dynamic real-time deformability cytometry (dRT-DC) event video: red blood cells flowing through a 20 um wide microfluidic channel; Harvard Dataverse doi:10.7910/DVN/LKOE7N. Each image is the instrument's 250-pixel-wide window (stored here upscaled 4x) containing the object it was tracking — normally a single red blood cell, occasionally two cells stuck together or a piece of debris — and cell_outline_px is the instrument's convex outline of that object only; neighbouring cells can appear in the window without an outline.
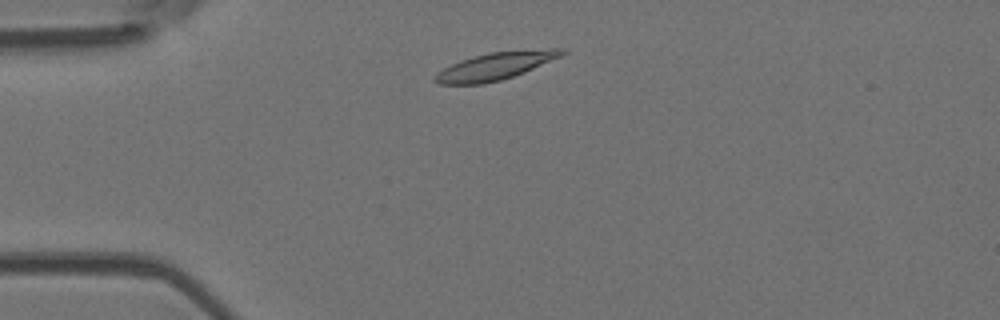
{"species": "Egyptian fruit bat (a non-hibernating species)", "species_latin": "Rousettus aegyptiacus", "temperature_condition": "room temperature", "stored_images_in_passage": 3, "camera_frame_rate_fps": 3000, "um_per_image_px": 0.085, "animal": {"sex": "female"}, "frame": {"image": 1, "passage_image": 2, "time_ms": 1.333, "image_size_px": [1000, 320], "cell_outline_px": [[568, 52], [560, 56], [524, 72], [500, 80], [484, 84], [440, 84], [432, 80], [444, 68], [460, 60], [488, 52], [548, 48], [564, 48]], "centroid_in_image_um": [42.13, 5.6], "position_along_channel_um": 42.9, "area_um2": 20.06}}